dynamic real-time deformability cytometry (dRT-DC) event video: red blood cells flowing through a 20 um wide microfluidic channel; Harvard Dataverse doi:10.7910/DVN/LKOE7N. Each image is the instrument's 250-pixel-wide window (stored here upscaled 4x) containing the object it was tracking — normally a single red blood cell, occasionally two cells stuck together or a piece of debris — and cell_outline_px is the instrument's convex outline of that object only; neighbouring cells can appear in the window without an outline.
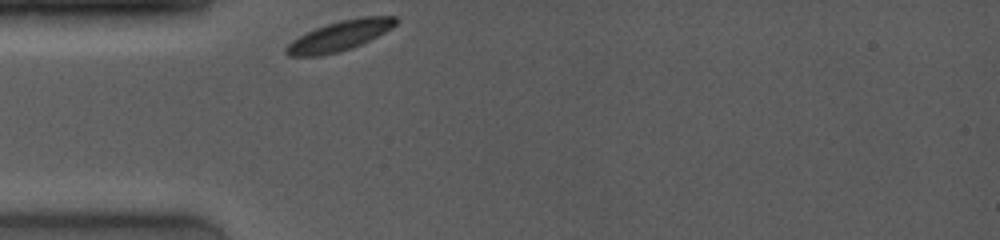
{"species": "common noctule bat (a hibernating species)", "species_latin": "Nyctalus noctula", "temperature_condition": "room temperature", "stored_images_in_passage": 28, "camera_frame_rate_fps": 4000, "um_per_image_px": 0.085, "animal": {"sex": "female", "body_mass_g": 19.0, "forearm_length_mm": 53.3}, "frame": {"image": 1, "passage_image": 1, "time_ms": 0.0, "image_size_px": [1000, 240], "cell_outline_px": [[396, 24], [392, 28], [352, 48], [320, 56], [288, 56], [284, 52], [284, 48], [292, 40], [316, 28], [340, 20], [360, 16], [396, 16]], "centroid_in_image_um": [28.85, 3.04], "position_along_channel_um": 56.2, "area_um2": 18.9}}
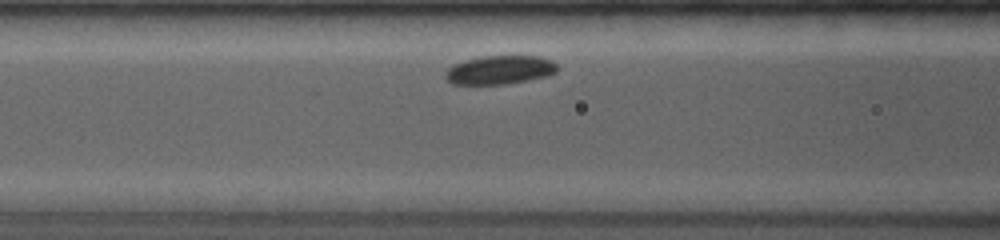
{"frame": {"image": 2, "passage_image": 7, "time_ms": 2.0, "image_size_px": [1000, 240], "cell_outline_px": [[560, 68], [556, 72], [548, 76], [528, 80], [504, 84], [452, 84], [444, 76], [444, 72], [448, 68], [464, 60], [480, 56], [540, 56], [552, 60]], "centroid_in_image_um": [42.5, 5.94], "position_along_channel_um": 124.1, "area_um2": 18.84}}
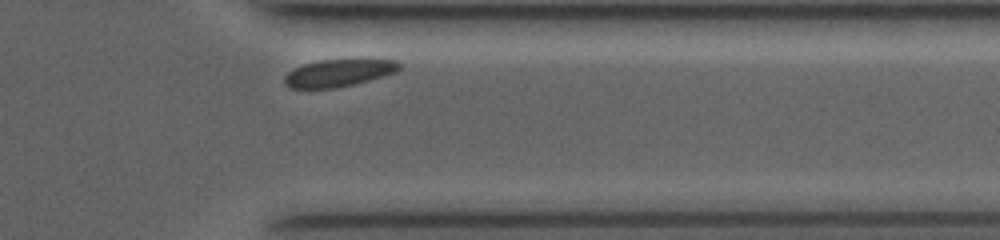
{"frame": {"image": 3, "passage_image": 26, "time_ms": 9.0, "image_size_px": [1000, 240], "cell_outline_px": [[404, 64], [396, 72], [368, 80], [336, 88], [288, 88], [284, 84], [284, 76], [292, 68], [304, 64], [320, 60], [360, 56], [396, 60]], "centroid_in_image_um": [28.85, 6.13], "position_along_channel_um": 382.6, "area_um2": 19.25}, "authors_computed_cell_mechanics": {"area_um2": 19.5653, "velocity_mm_per_s": 3.6736, "shape_relaxation_time_tau1_ms": 6.697, "shape_relaxation_time_tau2_ms": null, "deformation_change_tau1": 0.0719, "deformation_change_tau2": null}}